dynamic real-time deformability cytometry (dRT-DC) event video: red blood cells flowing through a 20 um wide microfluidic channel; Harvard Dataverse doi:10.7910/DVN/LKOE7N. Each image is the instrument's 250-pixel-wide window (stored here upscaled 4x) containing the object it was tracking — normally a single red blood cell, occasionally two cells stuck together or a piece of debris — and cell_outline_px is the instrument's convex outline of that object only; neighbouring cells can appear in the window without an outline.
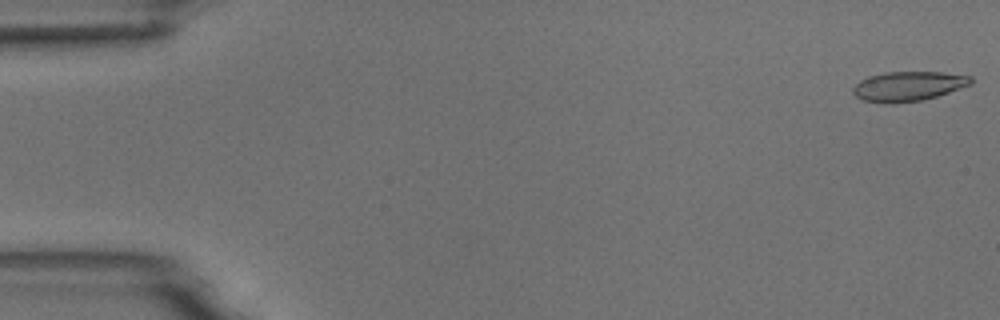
{"species": "common noctule bat (a hibernating species)", "species_latin": "Nyctalus noctula", "temperature_condition": "room temperature", "stored_images_in_passage": 2, "segment_of_instrument_passage": [2, 2], "camera_frame_rate_fps": 3000, "um_per_image_px": 0.085, "animal": {"sex": "male", "body_mass_g": 18.8}, "frame": {"image": 1, "passage_image": 2, "time_ms": 2.0, "image_size_px": [1000, 320], "cell_outline_px": [[972, 84], [936, 96], [920, 100], [892, 104], [864, 100], [856, 96], [852, 92], [852, 88], [860, 80], [868, 76], [884, 72], [944, 72], [972, 76]], "centroid_in_image_um": [77.19, 7.32], "position_along_channel_um": 7.8, "area_um2": 20.29}}